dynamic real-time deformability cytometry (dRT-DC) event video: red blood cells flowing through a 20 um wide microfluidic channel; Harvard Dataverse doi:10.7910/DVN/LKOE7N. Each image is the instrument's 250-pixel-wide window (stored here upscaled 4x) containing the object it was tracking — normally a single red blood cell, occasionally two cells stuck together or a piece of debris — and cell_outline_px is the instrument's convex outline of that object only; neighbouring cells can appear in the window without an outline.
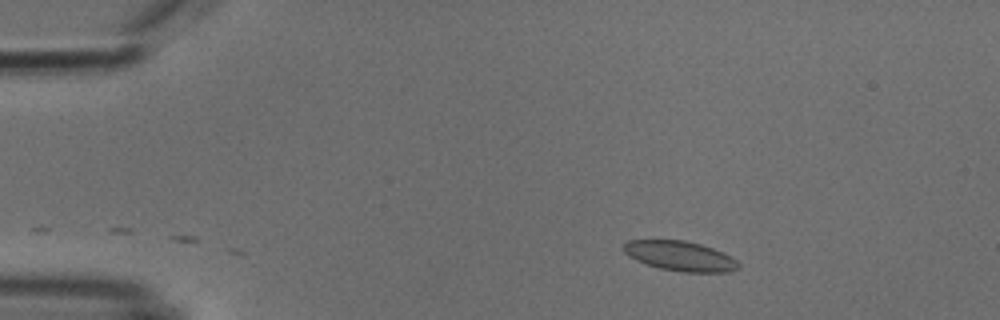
{"species": "common noctule bat (a hibernating species)", "species_latin": "Nyctalus noctula", "temperature_condition": "cold", "stored_images_in_passage": 5, "camera_frame_rate_fps": 3000, "um_per_image_px": 0.085, "animal": {"sex": "male", "body_mass_g": 18.8}, "frame": {"image": 1, "passage_image": 2, "time_ms": 2.0, "image_size_px": [1000, 320], "cell_outline_px": [[740, 268], [728, 272], [684, 272], [660, 268], [636, 260], [628, 256], [620, 248], [628, 240], [684, 240], [700, 244], [712, 248], [732, 256], [740, 264]], "centroid_in_image_um": [57.81, 21.76], "position_along_channel_um": 27.2, "area_um2": 20.0}}